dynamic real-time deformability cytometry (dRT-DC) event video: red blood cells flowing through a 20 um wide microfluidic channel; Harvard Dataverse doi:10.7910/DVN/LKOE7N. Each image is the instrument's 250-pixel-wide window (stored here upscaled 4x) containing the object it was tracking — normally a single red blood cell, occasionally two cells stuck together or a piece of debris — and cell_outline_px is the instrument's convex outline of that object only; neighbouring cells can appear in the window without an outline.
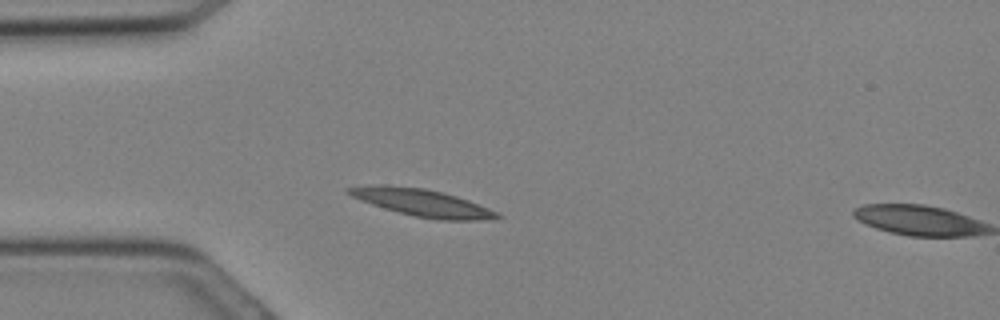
{"species": "Egyptian fruit bat (a non-hibernating species)", "species_latin": "Rousettus aegyptiacus", "temperature_condition": "cold", "stored_images_in_passage": 6, "camera_frame_rate_fps": 3000, "um_per_image_px": 0.085, "animal": {"sex": "female"}, "frame": {"image": 1, "passage_image": 5, "time_ms": 1.333, "image_size_px": [1000, 320], "cell_outline_px": [[504, 216], [476, 220], [440, 220], [416, 216], [384, 208], [360, 200], [344, 192], [344, 188], [380, 184], [384, 184], [424, 188], [456, 196], [468, 200], [488, 208]], "centroid_in_image_um": [35.81, 17.21], "position_along_channel_um": 49.2, "area_um2": 23.18}}